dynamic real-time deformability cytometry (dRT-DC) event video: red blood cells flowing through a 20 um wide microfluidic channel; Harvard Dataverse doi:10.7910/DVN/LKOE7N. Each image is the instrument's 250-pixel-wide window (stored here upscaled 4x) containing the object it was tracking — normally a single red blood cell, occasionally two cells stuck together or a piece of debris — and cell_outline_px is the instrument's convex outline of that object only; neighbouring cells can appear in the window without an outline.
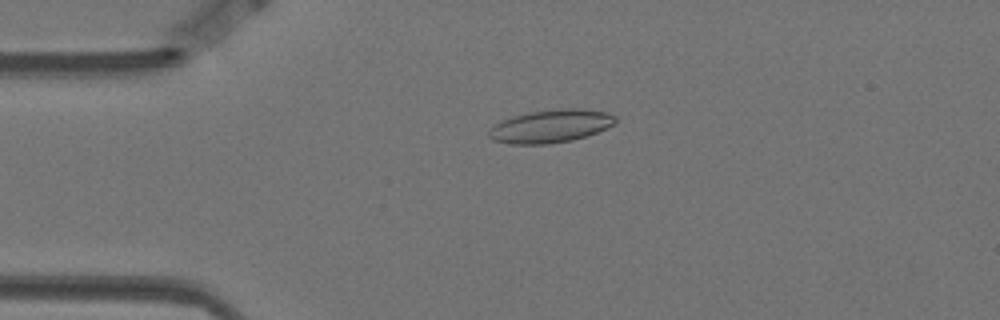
{"species": "Egyptian fruit bat (a non-hibernating species)", "species_latin": "Rousettus aegyptiacus", "temperature_condition": "warm", "stored_images_in_passage": 57, "camera_frame_rate_fps": 3000, "um_per_image_px": 0.085, "animal": {"sex": "female"}, "frame": {"image": 1, "passage_image": 12, "time_ms": 3.667, "image_size_px": [1000, 320], "cell_outline_px": [[616, 124], [596, 132], [572, 140], [548, 144], [512, 144], [492, 140], [488, 136], [488, 128], [512, 116], [532, 112], [564, 108], [576, 108], [608, 112], [616, 116]], "centroid_in_image_um": [46.81, 10.73], "position_along_channel_um": 38.2, "area_um2": 24.22}}
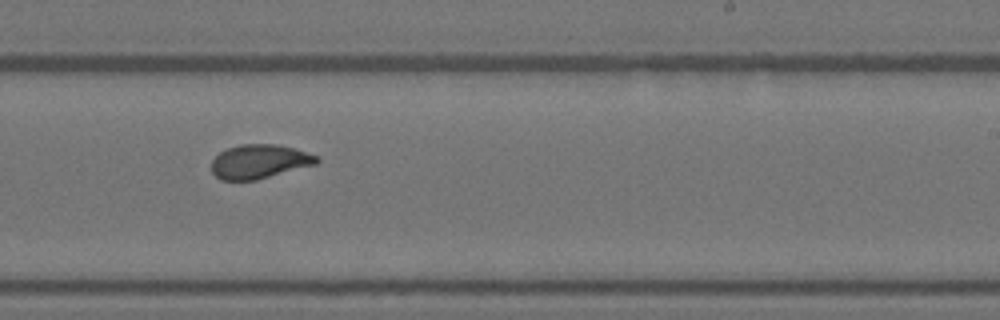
{"frame": {"image": 2, "passage_image": 34, "time_ms": 11.0, "image_size_px": [1000, 320], "cell_outline_px": [[320, 160], [316, 164], [256, 180], [220, 180], [212, 172], [212, 160], [220, 152], [228, 148], [240, 144], [276, 144], [292, 148], [316, 156]], "centroid_in_image_um": [22.01, 13.73], "position_along_channel_um": 267.0, "area_um2": 20.63}}
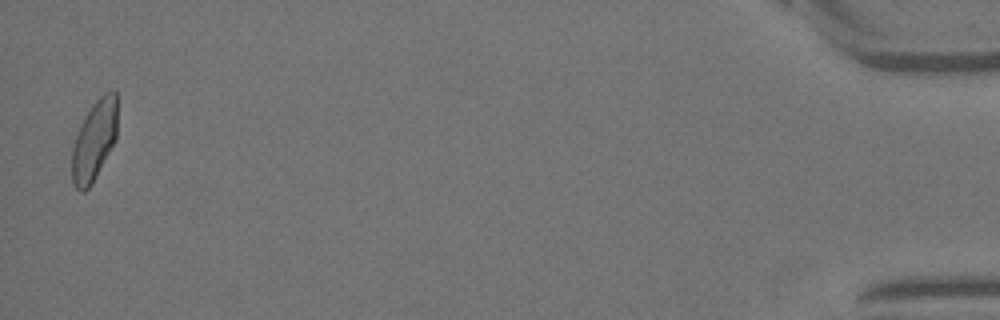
{"frame": {"image": 3, "passage_image": 56, "time_ms": 18.333, "image_size_px": [1000, 320], "cell_outline_px": [[116, 140], [92, 184], [84, 192], [80, 192], [72, 184], [72, 148], [76, 136], [84, 116], [92, 104], [104, 92], [112, 88], [116, 92]], "centroid_in_image_um": [8.01, 11.94], "position_along_channel_um": 427.2, "area_um2": 21.33}, "authors_computed_cell_mechanics": {"area_um2": 21.2704, "velocity_mm_per_s": 3.4852, "shape_relaxation_time_tau1_ms": 5.2013, "shape_relaxation_time_tau2_ms": 1.2617, "deformation_change_tau1": 0.1553, "deformation_change_tau2": 0.0648}}